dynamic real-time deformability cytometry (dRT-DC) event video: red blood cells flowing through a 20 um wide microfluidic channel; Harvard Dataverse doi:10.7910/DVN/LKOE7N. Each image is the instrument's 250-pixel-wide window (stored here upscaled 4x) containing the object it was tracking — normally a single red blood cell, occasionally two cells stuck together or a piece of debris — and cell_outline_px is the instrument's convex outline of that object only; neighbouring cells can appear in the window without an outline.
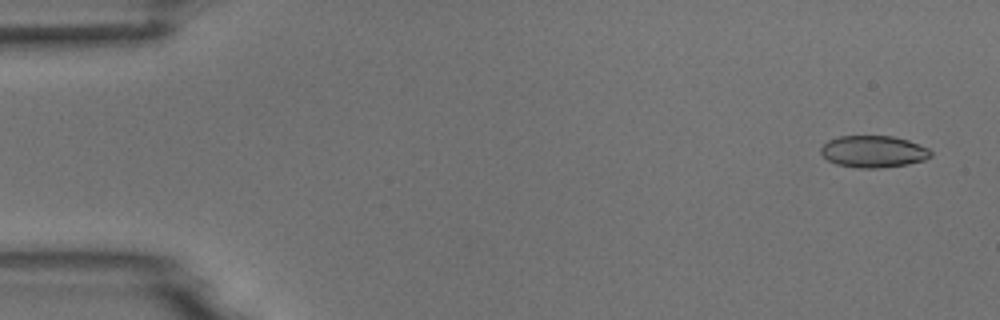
{"species": "common noctule bat (a hibernating species)", "species_latin": "Nyctalus noctula", "temperature_condition": "room temperature", "stored_images_in_passage": 4, "camera_frame_rate_fps": 3000, "um_per_image_px": 0.085, "animal": {"sex": "male", "body_mass_g": 18.8}, "frame": {"image": 1, "passage_image": 1, "time_ms": 0.0, "image_size_px": [1000, 320], "cell_outline_px": [[932, 156], [924, 160], [908, 164], [880, 168], [856, 168], [836, 164], [828, 160], [820, 152], [820, 148], [828, 140], [840, 136], [892, 136], [908, 140], [928, 148], [932, 152]], "centroid_in_image_um": [74.24, 12.89], "position_along_channel_um": 10.8, "area_um2": 20.46}}
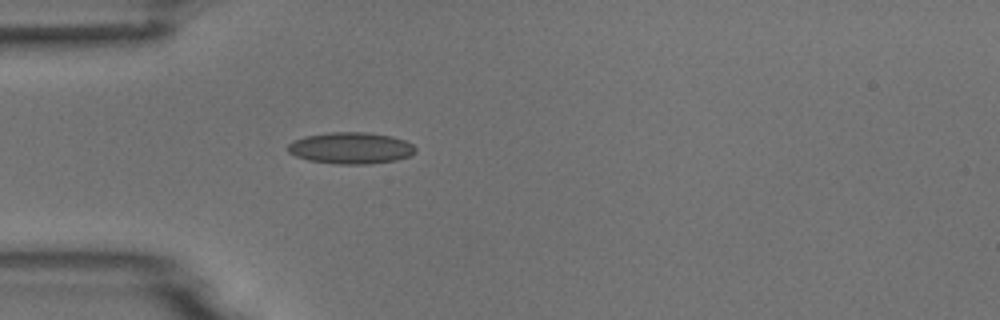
{"frame": {"image": 2, "passage_image": 4, "time_ms": 4.333, "image_size_px": [1000, 320], "cell_outline_px": [[416, 152], [408, 156], [396, 160], [372, 164], [336, 164], [308, 160], [296, 156], [288, 152], [288, 144], [292, 140], [304, 136], [328, 132], [368, 132], [392, 136], [404, 140], [412, 144], [416, 148]], "centroid_in_image_um": [29.81, 12.58], "position_along_channel_um": 55.2, "area_um2": 23.64}}